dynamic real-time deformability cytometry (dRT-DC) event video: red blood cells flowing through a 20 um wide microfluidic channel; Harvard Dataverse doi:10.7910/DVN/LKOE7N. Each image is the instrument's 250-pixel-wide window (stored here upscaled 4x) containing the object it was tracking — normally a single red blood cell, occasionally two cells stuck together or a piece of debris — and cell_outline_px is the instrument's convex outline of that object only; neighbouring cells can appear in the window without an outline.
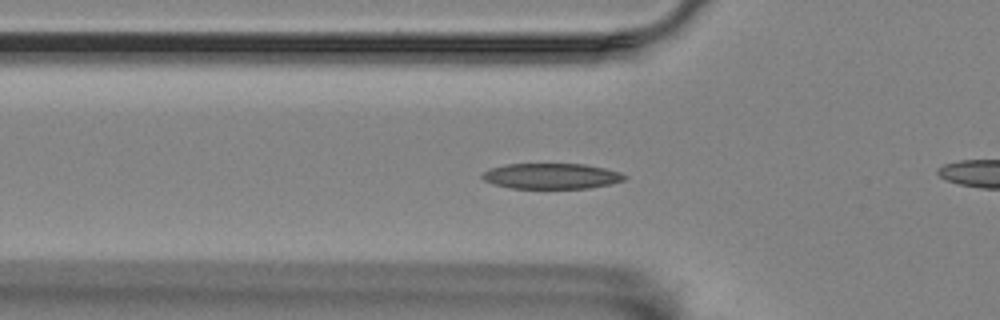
{"species": "Egyptian fruit bat (a non-hibernating species)", "species_latin": "Rousettus aegyptiacus", "temperature_condition": "room temperature", "stored_images_in_passage": 48, "camera_frame_rate_fps": 3000, "um_per_image_px": 0.085, "animal": {"sex": "female"}, "frame": {"image": 1, "passage_image": 9, "time_ms": 2.667, "image_size_px": [1000, 320], "cell_outline_px": [[628, 176], [624, 180], [612, 184], [588, 188], [512, 188], [492, 184], [484, 180], [480, 176], [488, 168], [504, 164], [584, 164], [604, 168], [620, 172]], "centroid_in_image_um": [46.85, 14.96], "position_along_channel_um": 78.9, "area_um2": 21.33}}
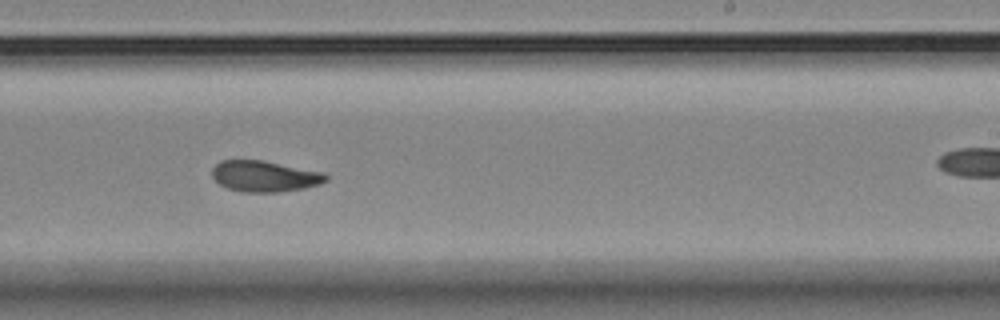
{"frame": {"image": 2, "passage_image": 25, "time_ms": 8.0, "image_size_px": [1000, 320], "cell_outline_px": [[328, 180], [320, 184], [304, 188], [280, 192], [240, 192], [228, 188], [220, 184], [212, 176], [212, 168], [220, 160], [260, 160], [324, 172], [328, 176]], "centroid_in_image_um": [22.49, 14.98], "position_along_channel_um": 266.5, "area_um2": 20.58}}
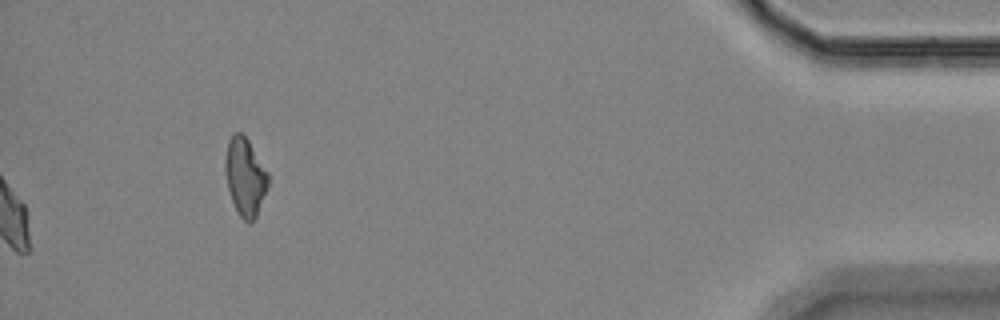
{"frame": {"image": 3, "passage_image": 48, "time_ms": 15.667, "image_size_px": [1000, 320], "cell_outline_px": [[268, 188], [256, 216], [252, 220], [244, 220], [240, 216], [232, 200], [228, 188], [224, 168], [224, 160], [228, 140], [236, 132], [240, 132], [248, 140], [268, 172]], "centroid_in_image_um": [20.83, 15.0], "position_along_channel_um": 414.4, "area_um2": 19.19}, "authors_computed_cell_mechanics": {"area_um2": 20.6924, "velocity_mm_per_s": 3.508, "shape_relaxation_time_tau1_ms": null, "shape_relaxation_time_tau2_ms": 5.7684, "deformation_change_tau1": null, "deformation_change_tau2": 0.1174}}